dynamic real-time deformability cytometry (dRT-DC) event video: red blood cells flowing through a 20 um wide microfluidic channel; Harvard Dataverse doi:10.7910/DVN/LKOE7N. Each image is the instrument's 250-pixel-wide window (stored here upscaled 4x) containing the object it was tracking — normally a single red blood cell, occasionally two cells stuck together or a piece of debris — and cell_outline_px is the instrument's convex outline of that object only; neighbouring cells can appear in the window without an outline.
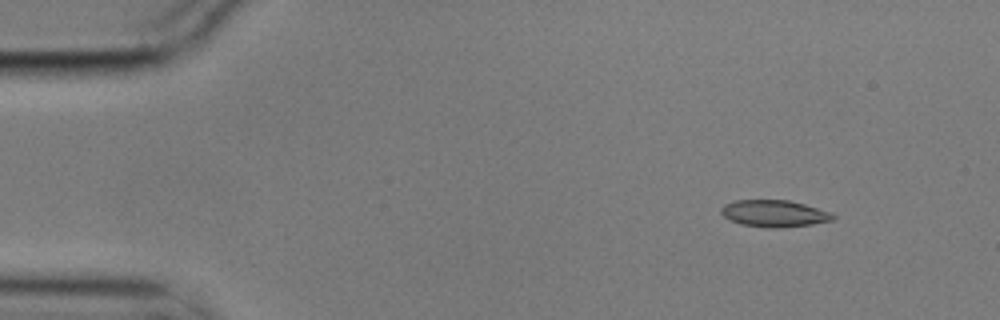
{"species": "common noctule bat (a hibernating species)", "species_latin": "Nyctalus noctula", "temperature_condition": "cold", "stored_images_in_passage": 5, "camera_frame_rate_fps": 3000, "um_per_image_px": 0.085, "animal": {"sex": "male", "body_mass_g": 17.9}, "frame": {"image": 1, "passage_image": 2, "time_ms": 0.333, "image_size_px": [1000, 320], "cell_outline_px": [[836, 220], [812, 224], [780, 228], [768, 228], [740, 224], [724, 216], [720, 212], [720, 208], [724, 204], [736, 200], [788, 200], [804, 204], [832, 212], [836, 216]], "centroid_in_image_um": [65.84, 18.15], "position_along_channel_um": 19.2, "area_um2": 17.63}}
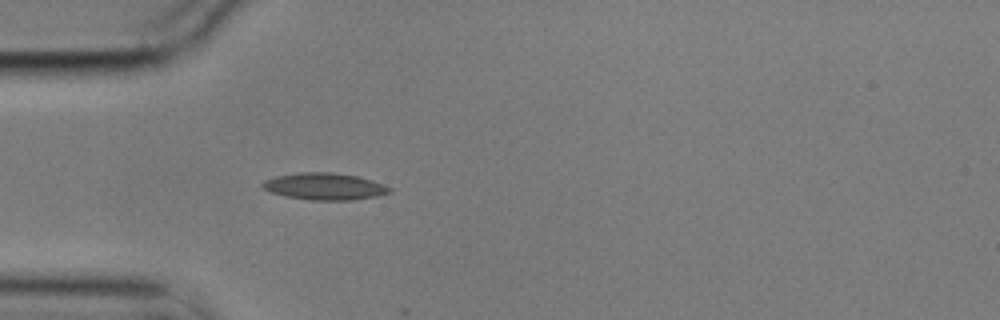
{"frame": {"image": 2, "passage_image": 5, "time_ms": 1.333, "image_size_px": [1000, 320], "cell_outline_px": [[392, 192], [376, 196], [352, 200], [312, 200], [284, 196], [272, 192], [264, 188], [260, 184], [264, 180], [276, 176], [300, 172], [332, 172], [356, 176], [372, 180], [384, 184], [392, 188]], "centroid_in_image_um": [27.6, 15.84], "position_along_channel_um": 57.4, "area_um2": 19.88}}